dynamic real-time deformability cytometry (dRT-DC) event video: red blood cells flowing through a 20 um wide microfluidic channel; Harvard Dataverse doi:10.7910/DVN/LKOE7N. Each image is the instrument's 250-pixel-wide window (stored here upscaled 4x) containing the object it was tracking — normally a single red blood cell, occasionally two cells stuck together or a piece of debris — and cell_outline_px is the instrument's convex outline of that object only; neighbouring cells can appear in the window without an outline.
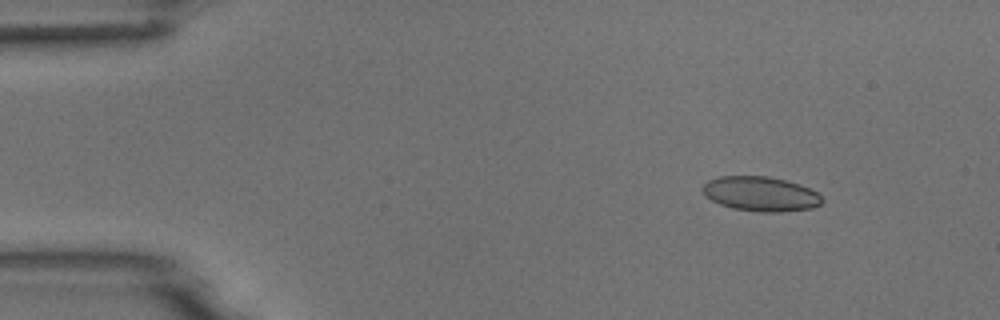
{"species": "common noctule bat (a hibernating species)", "species_latin": "Nyctalus noctula", "temperature_condition": "room temperature", "stored_images_in_passage": 7, "camera_frame_rate_fps": 3000, "um_per_image_px": 0.085, "animal": {"sex": "male", "body_mass_g": 18.8}, "frame": {"image": 1, "passage_image": 2, "time_ms": 1.0, "image_size_px": [1000, 320], "cell_outline_px": [[824, 200], [820, 204], [812, 208], [780, 212], [764, 212], [732, 208], [720, 204], [712, 200], [700, 188], [708, 180], [720, 176], [768, 176], [784, 180], [808, 188], [816, 192]], "centroid_in_image_um": [64.64, 16.48], "position_along_channel_um": 20.4, "area_um2": 23.81}}
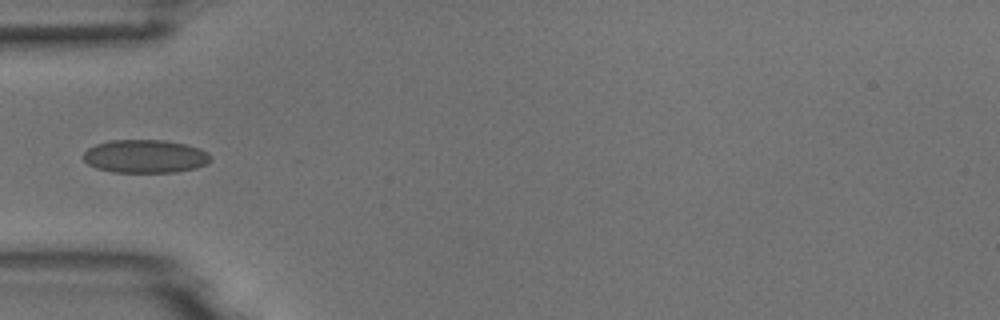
{"frame": {"image": 2, "passage_image": 5, "time_ms": 4.667, "image_size_px": [1000, 320], "cell_outline_px": [[212, 160], [208, 164], [196, 168], [176, 172], [112, 172], [96, 168], [88, 164], [84, 160], [84, 152], [88, 148], [96, 144], [112, 140], [164, 140], [184, 144], [200, 148], [208, 152], [212, 156]], "centroid_in_image_um": [12.38, 13.29], "position_along_channel_um": 72.6, "area_um2": 24.8}}